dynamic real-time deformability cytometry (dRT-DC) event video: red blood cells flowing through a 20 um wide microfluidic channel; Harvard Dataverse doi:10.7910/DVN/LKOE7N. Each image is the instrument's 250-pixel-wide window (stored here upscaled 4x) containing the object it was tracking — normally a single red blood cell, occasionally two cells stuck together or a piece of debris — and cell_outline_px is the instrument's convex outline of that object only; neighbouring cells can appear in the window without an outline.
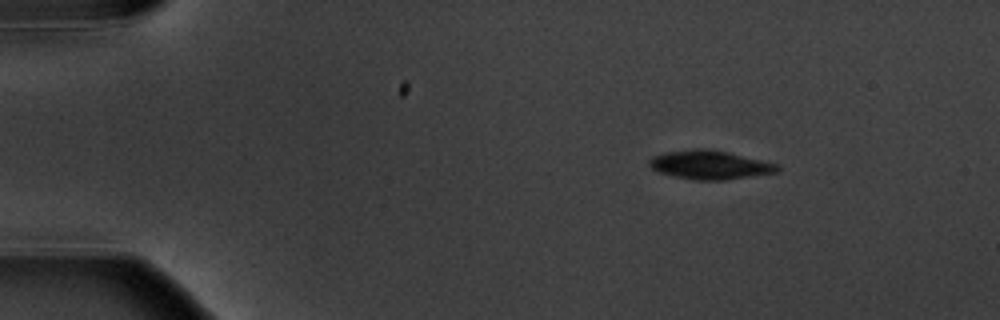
{"species": "common noctule bat (a hibernating species)", "species_latin": "Nyctalus noctula", "temperature_condition": "warm", "stored_images_in_passage": 9, "camera_frame_rate_fps": 3000, "um_per_image_px": 0.085, "animal": {"sex": "male", "body_mass_g": 20.1, "forearm_length_mm": 53.5}, "frame": {"image": 1, "passage_image": 1, "time_ms": 0.0, "image_size_px": [1000, 320], "cell_outline_px": [[780, 172], [724, 180], [696, 180], [676, 176], [660, 172], [652, 168], [648, 164], [648, 160], [652, 156], [664, 152], [700, 148], [704, 148], [728, 152], [780, 164]], "centroid_in_image_um": [60.38, 14.01], "position_along_channel_um": 24.6, "area_um2": 21.5}}
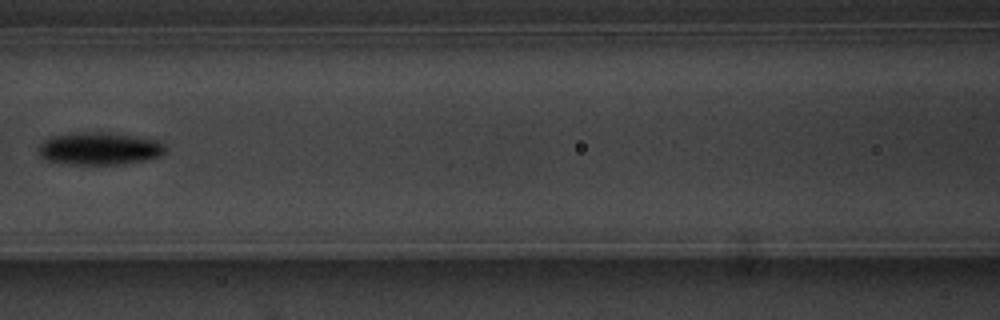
{"frame": {"image": 2, "passage_image": 6, "time_ms": 6.0, "image_size_px": [1000, 320], "cell_outline_px": [[168, 148], [160, 156], [144, 160], [124, 164], [72, 164], [44, 160], [40, 156], [36, 148], [44, 140], [52, 136], [76, 132], [112, 132], [160, 140]], "centroid_in_image_um": [8.46, 12.62], "position_along_channel_um": 158.1, "area_um2": 24.45}}